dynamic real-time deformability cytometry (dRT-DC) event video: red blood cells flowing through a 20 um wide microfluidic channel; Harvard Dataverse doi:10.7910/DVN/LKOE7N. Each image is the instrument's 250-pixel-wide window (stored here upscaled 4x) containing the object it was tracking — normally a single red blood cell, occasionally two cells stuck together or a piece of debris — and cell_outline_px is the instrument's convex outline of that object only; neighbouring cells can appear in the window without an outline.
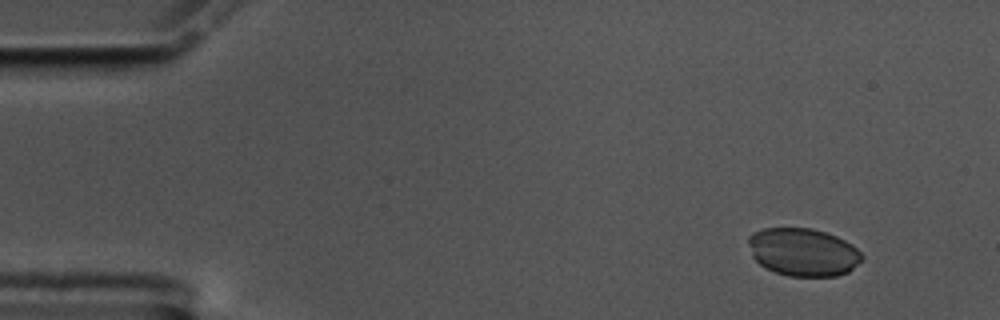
{"species": "common noctule bat (a hibernating species)", "species_latin": "Nyctalus noctula", "temperature_condition": "cold", "stored_images_in_passage": 53, "camera_frame_rate_fps": 3000, "um_per_image_px": 0.085, "animal": {"sex": "male", "body_mass_g": 17.5, "forearm_length_mm": 52.3}, "frame": {"image": 1, "passage_image": 1, "time_ms": 0.0, "image_size_px": [1000, 320], "cell_outline_px": [[864, 260], [848, 272], [836, 276], [788, 276], [764, 268], [752, 256], [748, 244], [748, 236], [752, 232], [764, 228], [812, 228], [836, 236], [852, 244], [864, 256]], "centroid_in_image_um": [68.26, 21.43], "position_along_channel_um": 16.7, "area_um2": 31.91}}
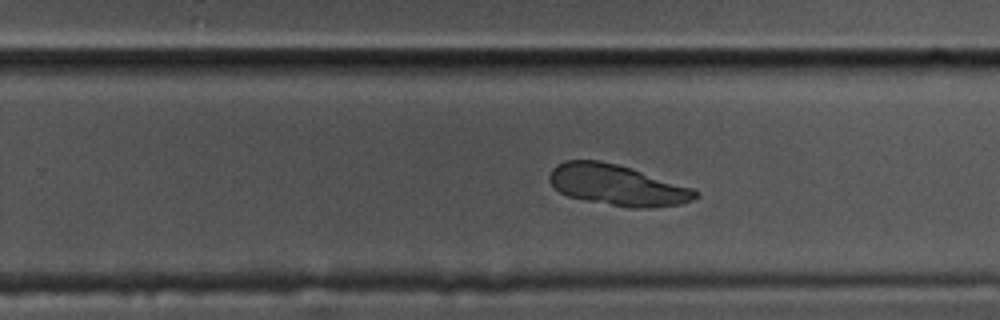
{"frame": {"image": 2, "passage_image": 32, "time_ms": 10.333, "image_size_px": [1000, 320], "cell_outline_px": [[700, 196], [680, 204], [648, 208], [632, 208], [588, 200], [568, 196], [560, 192], [548, 180], [548, 176], [552, 168], [556, 164], [564, 160], [596, 160], [616, 164], [632, 168], [692, 188], [700, 192]], "centroid_in_image_um": [52.46, 15.72], "position_along_channel_um": 277.3, "area_um2": 34.51}}
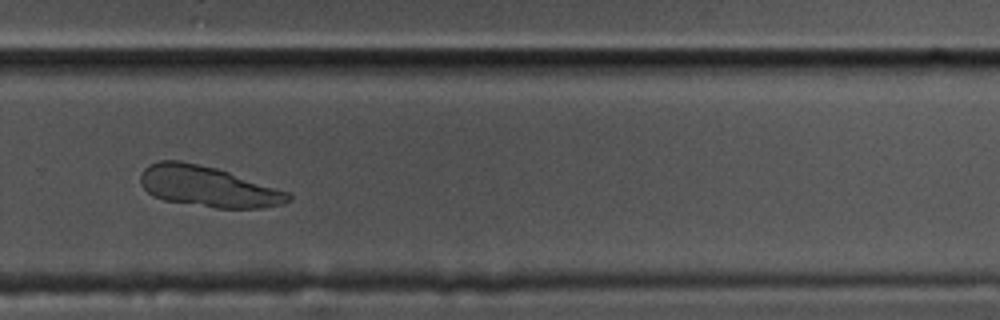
{"frame": {"image": 3, "passage_image": 35, "time_ms": 11.333, "image_size_px": [1000, 320], "cell_outline_px": [[292, 200], [284, 204], [260, 208], [216, 208], [164, 200], [152, 196], [140, 184], [140, 176], [144, 168], [148, 164], [160, 160], [180, 160], [216, 168], [288, 192], [292, 196]], "centroid_in_image_um": [17.65, 15.86], "position_along_channel_um": 312.2, "area_um2": 34.97}}